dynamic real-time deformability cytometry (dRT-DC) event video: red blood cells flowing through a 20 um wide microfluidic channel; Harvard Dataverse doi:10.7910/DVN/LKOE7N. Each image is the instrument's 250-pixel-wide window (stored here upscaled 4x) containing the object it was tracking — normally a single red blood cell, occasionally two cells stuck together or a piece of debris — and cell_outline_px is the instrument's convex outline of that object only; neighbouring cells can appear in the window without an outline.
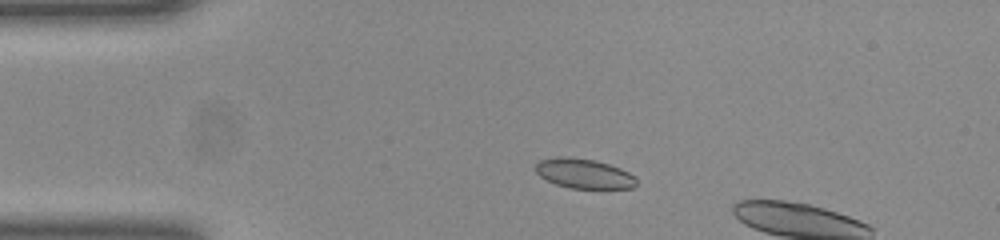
{"species": "common noctule bat (a hibernating species)", "species_latin": "Nyctalus noctula", "temperature_condition": "room temperature", "stored_images_in_passage": 10, "camera_frame_rate_fps": 3000, "um_per_image_px": 0.085, "animal": {"sex": "female", "body_mass_g": 23.0, "forearm_length_mm": 53.4}, "frame": {"image": 1, "passage_image": 7, "time_ms": 2.0, "image_size_px": [1000, 240], "cell_outline_px": [[636, 184], [632, 188], [568, 188], [556, 184], [540, 176], [536, 172], [536, 164], [540, 160], [556, 156], [568, 156], [596, 160], [620, 168], [636, 176]], "centroid_in_image_um": [49.63, 14.74], "position_along_channel_um": 35.4, "area_um2": 17.51}}